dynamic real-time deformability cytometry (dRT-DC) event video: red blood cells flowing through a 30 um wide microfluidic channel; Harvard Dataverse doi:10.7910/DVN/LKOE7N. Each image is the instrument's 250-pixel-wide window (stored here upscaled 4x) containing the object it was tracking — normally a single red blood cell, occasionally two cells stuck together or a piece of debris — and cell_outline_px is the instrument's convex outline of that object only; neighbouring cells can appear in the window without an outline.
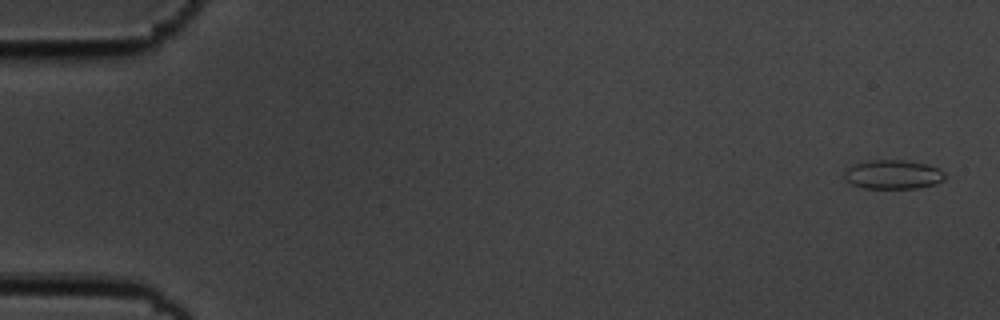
{"species": "common noctule bat (a hibernating species)", "species_latin": "Nyctalus noctula", "temperature_condition": "cold", "stored_images_in_passage": 6, "camera_frame_rate_fps": 3000, "um_per_image_px": 0.085, "animal": {"sex": "male", "body_mass_g": 19.5, "forearm_length_mm": 54.6}, "frame": {"image": 1, "passage_image": 1, "time_ms": 0.0, "image_size_px": [1000, 320], "cell_outline_px": [[944, 180], [936, 184], [916, 188], [864, 188], [852, 184], [844, 180], [844, 172], [852, 164], [872, 160], [904, 160], [924, 164], [936, 168], [944, 172]], "centroid_in_image_um": [75.87, 14.84], "position_along_channel_um": 9.1, "area_um2": 16.94}}